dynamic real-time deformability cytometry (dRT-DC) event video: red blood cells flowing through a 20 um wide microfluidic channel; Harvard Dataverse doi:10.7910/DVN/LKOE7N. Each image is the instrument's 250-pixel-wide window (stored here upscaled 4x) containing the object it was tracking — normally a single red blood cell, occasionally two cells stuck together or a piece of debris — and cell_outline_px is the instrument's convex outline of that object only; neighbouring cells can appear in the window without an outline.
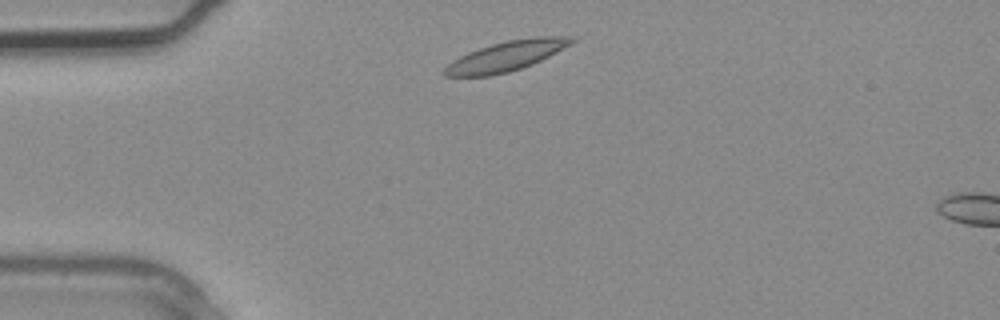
{"species": "common noctule bat (a hibernating species)", "species_latin": "Nyctalus noctula", "temperature_condition": "warm", "stored_images_in_passage": 2, "camera_frame_rate_fps": 3000, "um_per_image_px": 0.085, "animal": {"sex": "male", "body_mass_g": 20.4}, "frame": {"image": 1, "passage_image": 1, "time_ms": 0.0, "image_size_px": [1000, 320], "cell_outline_px": [[576, 40], [572, 44], [532, 64], [508, 72], [492, 76], [444, 76], [440, 72], [452, 60], [468, 52], [492, 44], [508, 40], [532, 36], [576, 36]], "centroid_in_image_um": [43.03, 4.76], "position_along_channel_um": 42.0, "area_um2": 22.25}}